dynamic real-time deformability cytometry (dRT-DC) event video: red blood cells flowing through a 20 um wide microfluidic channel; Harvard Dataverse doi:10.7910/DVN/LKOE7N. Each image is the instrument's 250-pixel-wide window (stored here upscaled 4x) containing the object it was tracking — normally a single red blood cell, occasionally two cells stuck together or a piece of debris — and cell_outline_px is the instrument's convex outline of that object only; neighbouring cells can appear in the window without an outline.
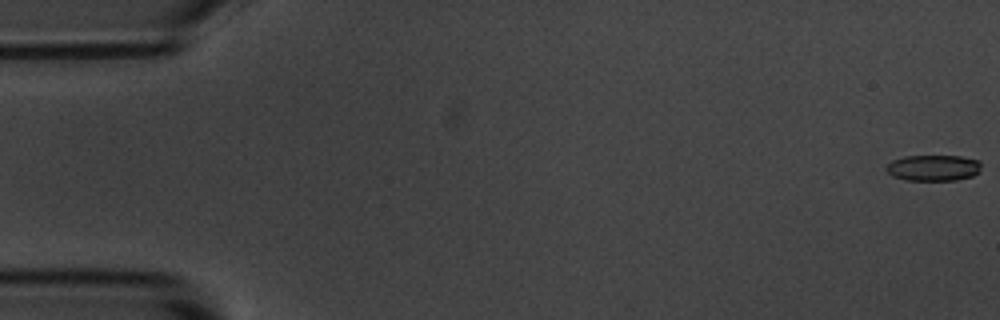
{"species": "common noctule bat (a hibernating species)", "species_latin": "Nyctalus noctula", "temperature_condition": "room temperature", "stored_images_in_passage": 5, "camera_frame_rate_fps": 3000, "um_per_image_px": 0.085, "animal": {"sex": "male", "body_mass_g": 20.1, "forearm_length_mm": 53.5}, "frame": {"image": 1, "passage_image": 1, "time_ms": 0.0, "image_size_px": [1000, 320], "cell_outline_px": [[980, 172], [972, 176], [956, 180], [908, 180], [892, 176], [884, 168], [892, 160], [904, 156], [960, 156], [980, 160]], "centroid_in_image_um": [79.34, 14.26], "position_along_channel_um": 5.7, "area_um2": 14.45}}
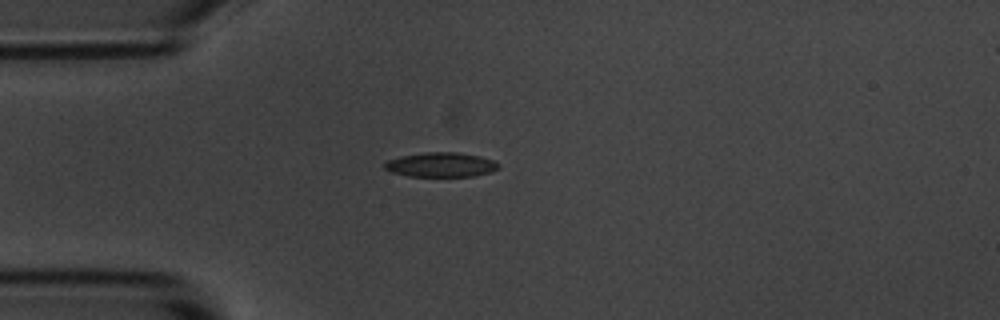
{"frame": {"image": 2, "passage_image": 5, "time_ms": 4.667, "image_size_px": [1000, 320], "cell_outline_px": [[500, 168], [488, 172], [472, 176], [408, 176], [392, 172], [384, 168], [384, 164], [388, 160], [400, 156], [424, 152], [456, 152], [480, 156], [492, 160], [500, 164]], "centroid_in_image_um": [37.47, 13.99], "position_along_channel_um": 47.5, "area_um2": 16.18}}